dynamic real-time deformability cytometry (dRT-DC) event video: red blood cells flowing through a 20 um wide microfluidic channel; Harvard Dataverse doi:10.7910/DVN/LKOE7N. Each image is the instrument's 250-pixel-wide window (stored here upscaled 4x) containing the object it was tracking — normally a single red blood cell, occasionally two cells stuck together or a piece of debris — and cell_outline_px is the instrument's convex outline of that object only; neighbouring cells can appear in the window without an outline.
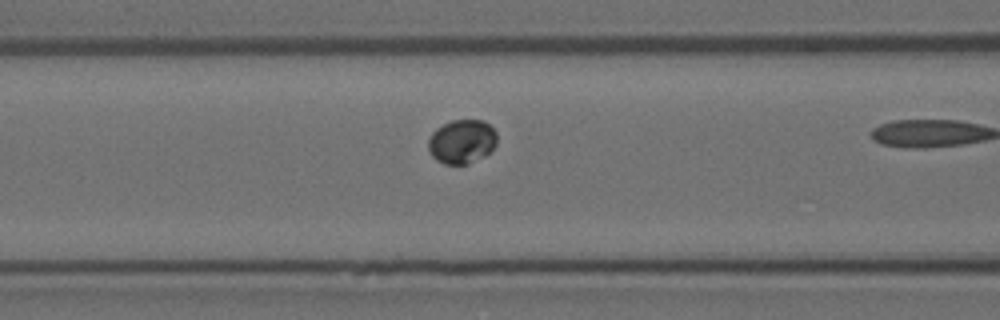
{"species": "Egyptian fruit bat (a non-hibernating species)", "species_latin": "Rousettus aegyptiacus", "temperature_condition": "room temperature", "stored_images_in_passage": 4, "camera_frame_rate_fps": 3000, "um_per_image_px": 0.085, "animal": {"sex": "female"}, "frame": {"image": 1, "passage_image": 3, "time_ms": 0.667, "image_size_px": [1000, 320], "cell_outline_px": [[496, 144], [484, 156], [468, 164], [444, 164], [436, 160], [432, 156], [428, 148], [428, 140], [432, 132], [436, 128], [452, 120], [484, 120], [496, 132]], "centroid_in_image_um": [39.24, 12.03], "position_along_channel_um": 127.4, "area_um2": 17.57}}